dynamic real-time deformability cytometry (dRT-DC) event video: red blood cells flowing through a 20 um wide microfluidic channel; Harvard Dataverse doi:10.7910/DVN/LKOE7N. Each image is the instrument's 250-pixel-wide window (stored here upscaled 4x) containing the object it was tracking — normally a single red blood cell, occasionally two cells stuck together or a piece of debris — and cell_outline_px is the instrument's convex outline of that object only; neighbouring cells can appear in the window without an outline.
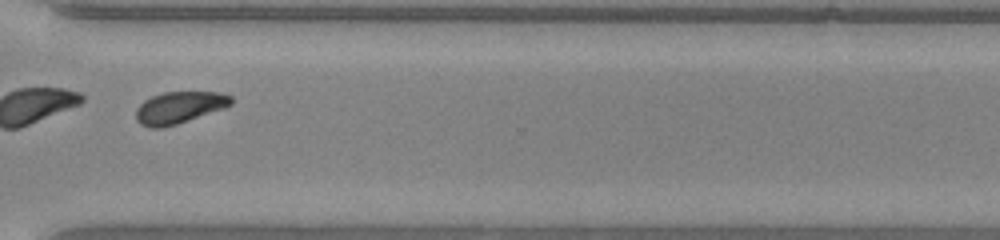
{"species": "common noctule bat (a hibernating species)", "species_latin": "Nyctalus noctula", "temperature_condition": "warm", "stored_images_in_passage": 44, "segment_of_instrument_passage": [2, 2], "camera_frame_rate_fps": 3000, "um_per_image_px": 0.085, "animal": {"sex": "male", "body_mass_g": 20.0, "forearm_length_mm": 53.3}, "frame": {"image": 1, "passage_image": 33, "time_ms": 10.667, "image_size_px": [1000, 240], "cell_outline_px": [[232, 104], [224, 108], [176, 124], [160, 128], [148, 128], [140, 124], [136, 120], [136, 108], [144, 100], [152, 96], [164, 92], [220, 92], [232, 96]], "centroid_in_image_um": [15.21, 9.14], "position_along_channel_um": 355.4, "area_um2": 17.63}}